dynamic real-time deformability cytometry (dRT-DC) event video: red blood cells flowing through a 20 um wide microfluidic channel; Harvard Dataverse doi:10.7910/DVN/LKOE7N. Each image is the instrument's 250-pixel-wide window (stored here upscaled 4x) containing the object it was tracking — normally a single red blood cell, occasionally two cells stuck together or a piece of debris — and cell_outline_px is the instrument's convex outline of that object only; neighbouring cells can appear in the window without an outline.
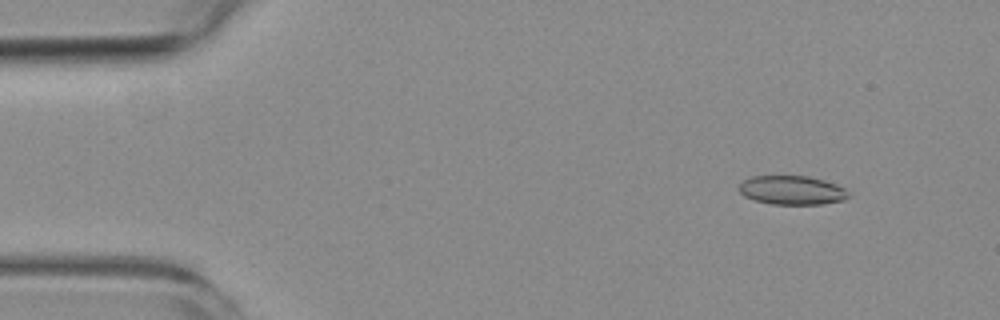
{"species": "common noctule bat (a hibernating species)", "species_latin": "Nyctalus noctula", "temperature_condition": "room temperature", "stored_images_in_passage": 4, "camera_frame_rate_fps": 3000, "um_per_image_px": 0.085, "animal": {"sex": "female", "body_mass_g": 19.3, "forearm_length_mm": 54.1}, "frame": {"image": 1, "passage_image": 1, "time_ms": 0.0, "image_size_px": [1000, 320], "cell_outline_px": [[848, 196], [844, 200], [820, 204], [772, 204], [756, 200], [744, 196], [740, 192], [740, 184], [744, 180], [752, 176], [808, 176], [824, 180], [836, 184], [844, 188], [848, 192]], "centroid_in_image_um": [67.32, 16.16], "position_along_channel_um": 17.7, "area_um2": 18.26}}